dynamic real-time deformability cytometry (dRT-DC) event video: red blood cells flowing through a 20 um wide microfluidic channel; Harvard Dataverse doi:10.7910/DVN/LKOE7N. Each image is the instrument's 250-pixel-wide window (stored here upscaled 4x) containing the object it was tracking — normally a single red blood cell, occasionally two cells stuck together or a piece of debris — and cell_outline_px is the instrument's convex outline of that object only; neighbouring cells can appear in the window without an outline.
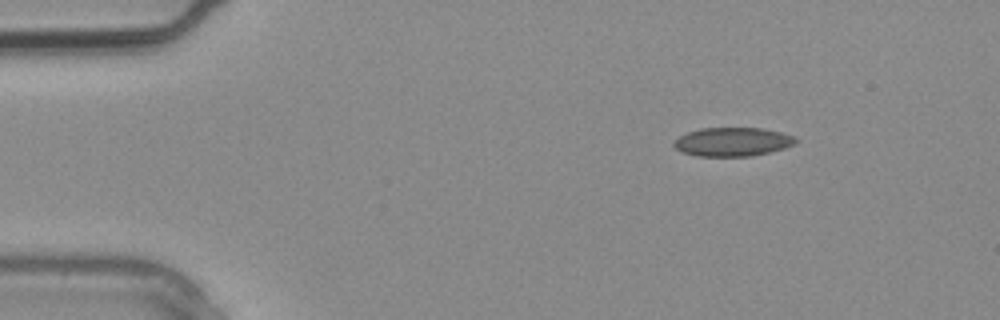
{"species": "common noctule bat (a hibernating species)", "species_latin": "Nyctalus noctula", "temperature_condition": "warm", "stored_images_in_passage": 2, "camera_frame_rate_fps": 3000, "um_per_image_px": 0.085, "animal": {"sex": "male", "body_mass_g": 20.4}, "frame": {"image": 1, "passage_image": 1, "time_ms": 0.0, "image_size_px": [1000, 320], "cell_outline_px": [[800, 140], [796, 144], [784, 148], [752, 156], [696, 156], [684, 152], [676, 148], [672, 144], [680, 136], [688, 132], [700, 128], [764, 128], [796, 136]], "centroid_in_image_um": [62.32, 12.05], "position_along_channel_um": 22.7, "area_um2": 20.46}}